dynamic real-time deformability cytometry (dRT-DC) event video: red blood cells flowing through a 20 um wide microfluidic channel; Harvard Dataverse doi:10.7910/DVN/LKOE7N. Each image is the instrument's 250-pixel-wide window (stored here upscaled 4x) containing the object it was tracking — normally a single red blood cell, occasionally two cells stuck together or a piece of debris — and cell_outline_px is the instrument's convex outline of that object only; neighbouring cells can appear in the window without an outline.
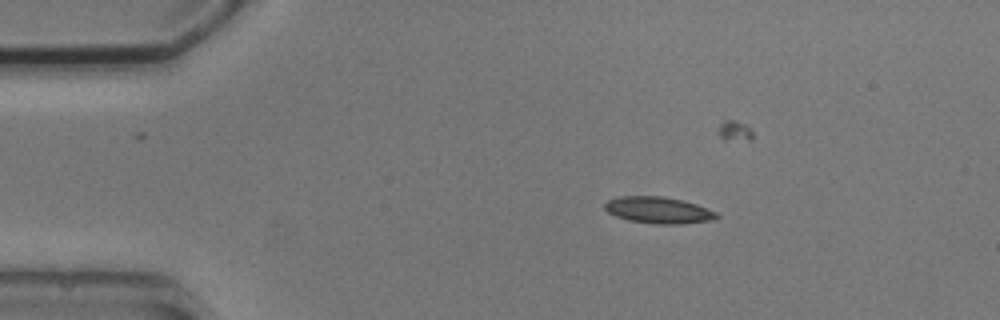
{"species": "common noctule bat (a hibernating species)", "species_latin": "Nyctalus noctula", "temperature_condition": "cold", "stored_images_in_passage": 2, "camera_frame_rate_fps": 3000, "um_per_image_px": 0.085, "animal": {"sex": "male", "body_mass_g": 20.5, "forearm_length_mm": 52.5}, "frame": {"image": 1, "passage_image": 2, "time_ms": 1.0, "image_size_px": [1000, 320], "cell_outline_px": [[720, 216], [712, 220], [680, 224], [652, 224], [628, 220], [616, 216], [608, 212], [604, 208], [604, 204], [608, 200], [620, 196], [660, 196], [680, 200], [696, 204], [716, 212]], "centroid_in_image_um": [55.94, 17.87], "position_along_channel_um": 29.1, "area_um2": 17.22}}